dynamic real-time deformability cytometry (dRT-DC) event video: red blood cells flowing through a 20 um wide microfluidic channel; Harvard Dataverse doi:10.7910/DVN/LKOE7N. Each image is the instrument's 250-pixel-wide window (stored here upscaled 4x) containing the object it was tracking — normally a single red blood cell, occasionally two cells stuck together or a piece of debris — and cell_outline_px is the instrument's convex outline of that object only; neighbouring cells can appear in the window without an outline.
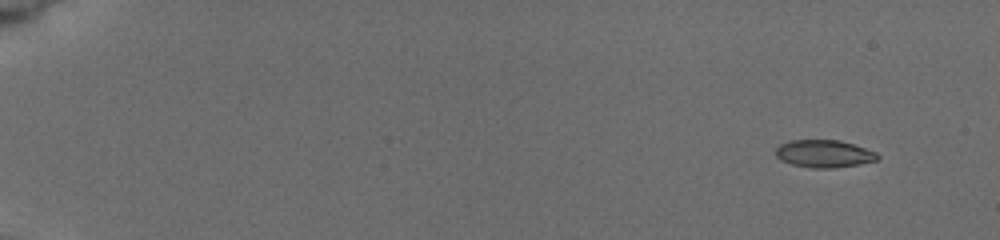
{"species": "common noctule bat (a hibernating species)", "species_latin": "Nyctalus noctula", "temperature_condition": "cold", "stored_images_in_passage": 10, "camera_frame_rate_fps": 3000, "um_per_image_px": 0.085, "animal": {"sex": "female", "body_mass_g": 19.5, "forearm_length_mm": 54.1}, "frame": {"image": 1, "passage_image": 1, "time_ms": 0.0, "image_size_px": [1000, 240], "cell_outline_px": [[880, 156], [876, 160], [856, 164], [832, 168], [812, 168], [792, 164], [780, 160], [776, 156], [776, 148], [780, 144], [788, 140], [840, 140], [876, 152]], "centroid_in_image_um": [70.0, 13.06], "position_along_channel_um": 15.0, "area_um2": 16.18}}
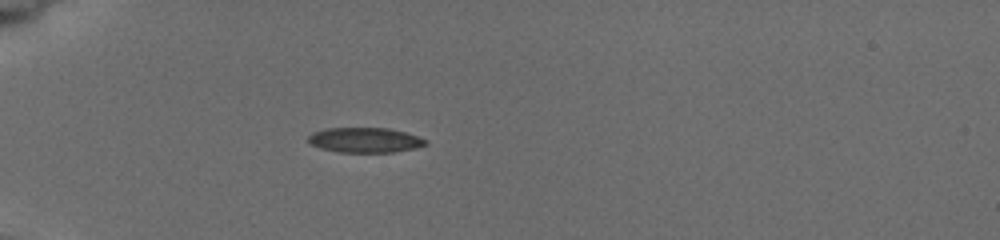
{"frame": {"image": 2, "passage_image": 6, "time_ms": 4.667, "image_size_px": [1000, 240], "cell_outline_px": [[428, 144], [412, 148], [392, 152], [340, 152], [320, 148], [308, 144], [308, 136], [312, 132], [328, 128], [388, 128], [404, 132], [428, 140]], "centroid_in_image_um": [30.97, 11.9], "position_along_channel_um": 54.0, "area_um2": 16.99}}
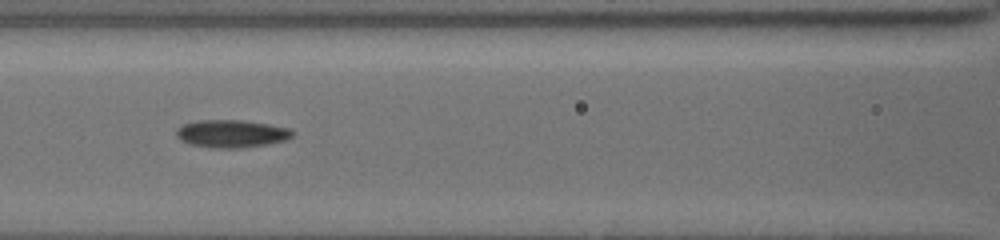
{"frame": {"image": 3, "passage_image": 9, "time_ms": 7.667, "image_size_px": [1000, 240], "cell_outline_px": [[296, 132], [292, 136], [284, 140], [268, 144], [244, 148], [208, 148], [188, 144], [180, 140], [176, 136], [176, 132], [184, 124], [196, 120], [240, 120], [268, 124], [292, 128]], "centroid_in_image_um": [19.69, 11.37], "position_along_channel_um": 146.9, "area_um2": 18.96}}